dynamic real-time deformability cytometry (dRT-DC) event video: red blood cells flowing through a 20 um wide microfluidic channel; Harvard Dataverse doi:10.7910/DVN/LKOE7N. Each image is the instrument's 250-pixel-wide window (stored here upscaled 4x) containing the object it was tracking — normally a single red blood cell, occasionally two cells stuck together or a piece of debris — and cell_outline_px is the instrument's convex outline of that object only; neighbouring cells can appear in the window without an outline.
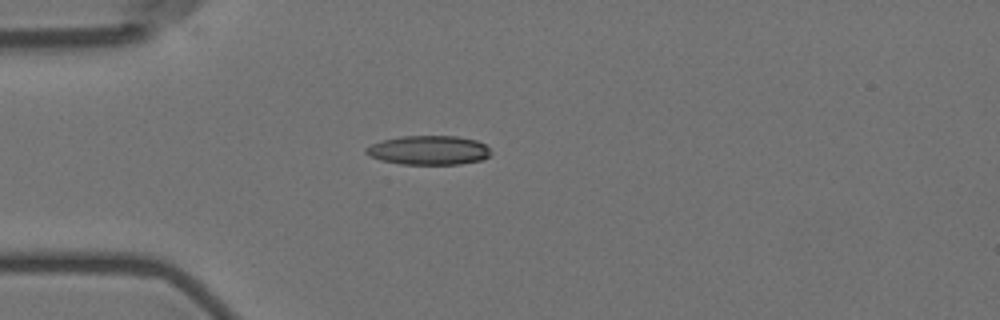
{"species": "Egyptian fruit bat (a non-hibernating species)", "species_latin": "Rousettus aegyptiacus", "temperature_condition": "room temperature", "stored_images_in_passage": 5, "segment_of_instrument_passage": [1, 2], "camera_frame_rate_fps": 3000, "um_per_image_px": 0.085, "animal": {"sex": "female"}, "frame": {"image": 1, "passage_image": 4, "time_ms": 3.333, "image_size_px": [1000, 320], "cell_outline_px": [[492, 152], [488, 156], [480, 160], [460, 164], [400, 164], [380, 160], [364, 152], [364, 148], [372, 144], [384, 140], [404, 136], [456, 136], [476, 140], [484, 144]], "centroid_in_image_um": [36.44, 12.77], "position_along_channel_um": 48.6, "area_um2": 21.04}}